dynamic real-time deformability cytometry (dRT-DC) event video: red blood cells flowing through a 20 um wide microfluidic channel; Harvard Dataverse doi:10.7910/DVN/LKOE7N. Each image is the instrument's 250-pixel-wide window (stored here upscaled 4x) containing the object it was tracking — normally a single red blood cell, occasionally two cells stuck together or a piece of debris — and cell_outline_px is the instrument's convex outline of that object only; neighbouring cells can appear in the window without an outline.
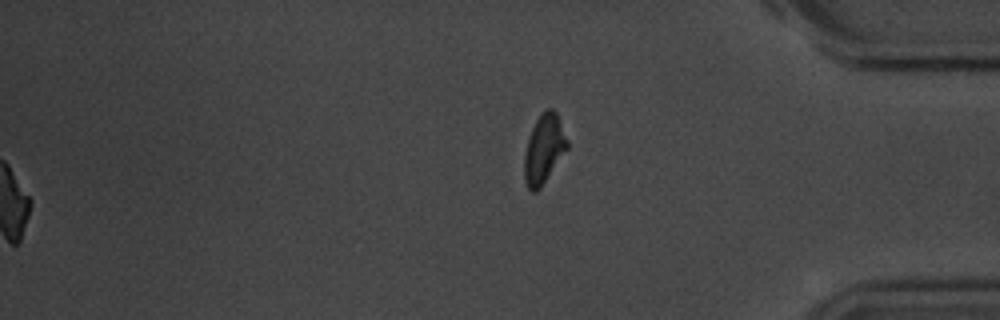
{"species": "common noctule bat (a hibernating species)", "species_latin": "Nyctalus noctula", "temperature_condition": "room temperature", "stored_images_in_passage": 55, "segment_of_instrument_passage": [2, 2], "camera_frame_rate_fps": 3000, "um_per_image_px": 0.085, "animal": {"sex": "male", "body_mass_g": 20.1, "forearm_length_mm": 53.5}, "frame": {"image": 1, "passage_image": 55, "time_ms": 18.0, "image_size_px": [1000, 320], "cell_outline_px": [[568, 148], [540, 188], [536, 192], [532, 192], [528, 188], [524, 180], [524, 156], [528, 140], [532, 128], [540, 112], [548, 108], [552, 108], [556, 112], [568, 140]], "centroid_in_image_um": [46.23, 12.66], "position_along_channel_um": 389.0, "area_um2": 17.17}}